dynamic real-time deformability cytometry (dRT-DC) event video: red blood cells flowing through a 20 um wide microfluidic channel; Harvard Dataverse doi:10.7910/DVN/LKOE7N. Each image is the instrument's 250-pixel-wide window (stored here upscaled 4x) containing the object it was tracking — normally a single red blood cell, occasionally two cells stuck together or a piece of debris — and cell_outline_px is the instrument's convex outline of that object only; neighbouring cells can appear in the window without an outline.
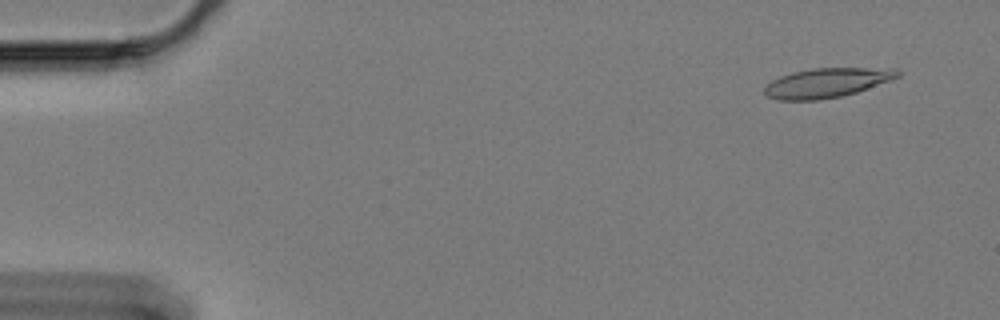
{"species": "Egyptian fruit bat (a non-hibernating species)", "species_latin": "Rousettus aegyptiacus", "temperature_condition": "cold", "stored_images_in_passage": 15, "camera_frame_rate_fps": 3000, "um_per_image_px": 0.085, "animal": {"sex": "female"}, "frame": {"image": 1, "passage_image": 1, "time_ms": 0.0, "image_size_px": [1000, 320], "cell_outline_px": [[900, 76], [856, 92], [840, 96], [820, 100], [776, 100], [768, 96], [764, 92], [764, 88], [772, 80], [780, 76], [792, 72], [812, 68], [896, 68], [900, 72]], "centroid_in_image_um": [70.26, 7.03], "position_along_channel_um": 14.7, "area_um2": 22.72}}
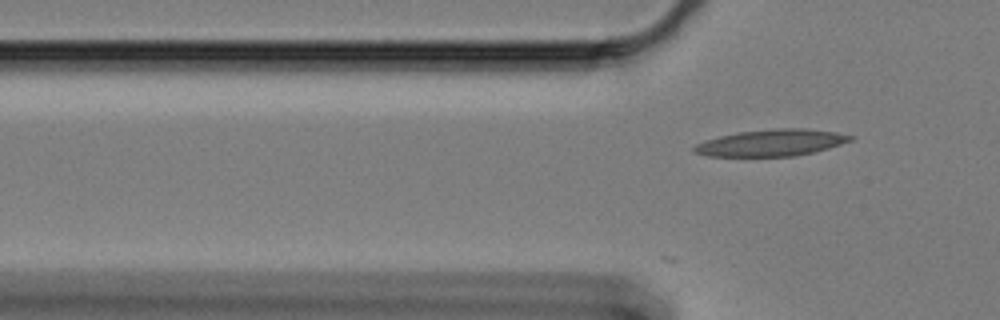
{"frame": {"image": 2, "passage_image": 15, "time_ms": 4.667, "image_size_px": [1000, 320], "cell_outline_px": [[856, 136], [852, 140], [828, 148], [812, 152], [792, 156], [708, 156], [696, 152], [692, 148], [696, 144], [704, 140], [736, 132], [776, 128], [808, 128], [836, 132]], "centroid_in_image_um": [65.58, 12.12], "position_along_channel_um": 60.2, "area_um2": 24.22}}